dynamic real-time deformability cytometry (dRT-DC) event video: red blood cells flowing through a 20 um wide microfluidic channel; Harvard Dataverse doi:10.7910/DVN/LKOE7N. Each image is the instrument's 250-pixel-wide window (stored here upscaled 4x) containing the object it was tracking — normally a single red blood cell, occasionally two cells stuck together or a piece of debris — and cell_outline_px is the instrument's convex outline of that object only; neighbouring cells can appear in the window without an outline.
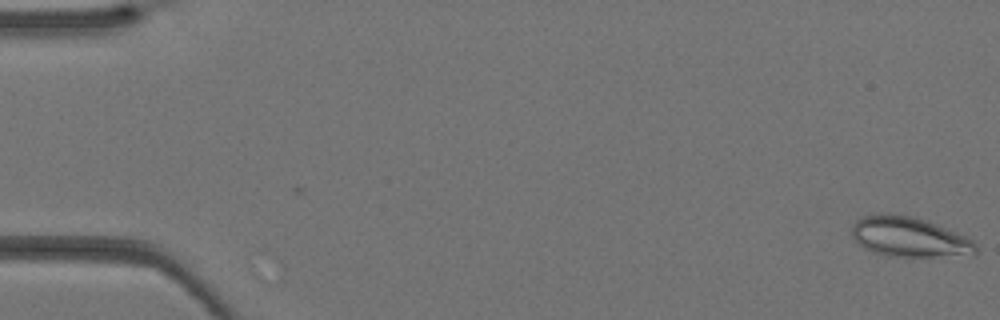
{"species": "Egyptian fruit bat (a non-hibernating species)", "species_latin": "Rousettus aegyptiacus", "temperature_condition": "warm", "stored_images_in_passage": 2, "camera_frame_rate_fps": 3000, "um_per_image_px": 0.085, "animal": {"sex": "female"}, "frame": {"image": 1, "passage_image": 2, "time_ms": 0.333, "image_size_px": [1000, 320], "cell_outline_px": [[976, 252], [932, 256], [884, 256], [872, 252], [864, 248], [852, 236], [852, 224], [856, 220], [864, 216], [908, 216], [924, 220], [956, 232], [972, 240], [976, 244]], "centroid_in_image_um": [77.22, 20.17], "position_along_channel_um": 7.8, "area_um2": 27.57}}